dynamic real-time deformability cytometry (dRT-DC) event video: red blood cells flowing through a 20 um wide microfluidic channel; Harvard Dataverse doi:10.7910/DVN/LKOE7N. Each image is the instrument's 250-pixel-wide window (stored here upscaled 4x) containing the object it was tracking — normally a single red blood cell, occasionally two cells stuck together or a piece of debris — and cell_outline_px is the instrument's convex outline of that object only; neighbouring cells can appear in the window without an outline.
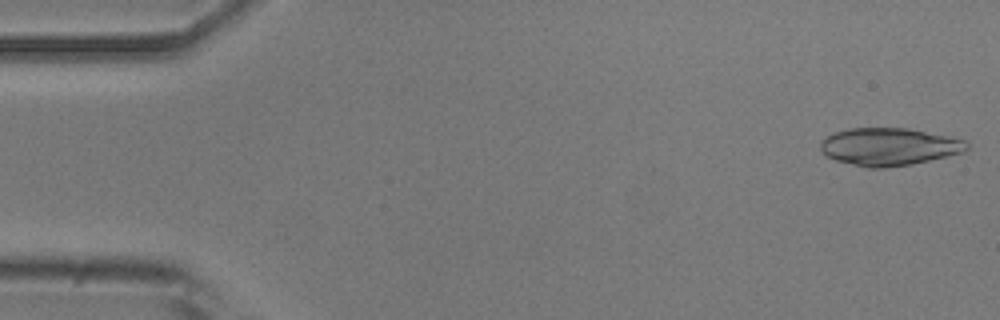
{"species": "common noctule bat (a hibernating species)", "species_latin": "Nyctalus noctula", "temperature_condition": "room temperature", "stored_images_in_passage": 51, "camera_frame_rate_fps": 3000, "um_per_image_px": 0.085, "animal": {"sex": "male", "body_mass_g": 20.5, "forearm_length_mm": 52.5}, "frame": {"image": 1, "passage_image": 1, "time_ms": 0.0, "image_size_px": [1000, 320], "cell_outline_px": [[968, 148], [964, 152], [912, 164], [884, 168], [868, 168], [836, 160], [828, 156], [820, 148], [820, 144], [828, 136], [836, 132], [848, 128], [908, 128], [964, 140], [968, 144]], "centroid_in_image_um": [75.57, 12.47], "position_along_channel_um": 9.4, "area_um2": 31.62}}